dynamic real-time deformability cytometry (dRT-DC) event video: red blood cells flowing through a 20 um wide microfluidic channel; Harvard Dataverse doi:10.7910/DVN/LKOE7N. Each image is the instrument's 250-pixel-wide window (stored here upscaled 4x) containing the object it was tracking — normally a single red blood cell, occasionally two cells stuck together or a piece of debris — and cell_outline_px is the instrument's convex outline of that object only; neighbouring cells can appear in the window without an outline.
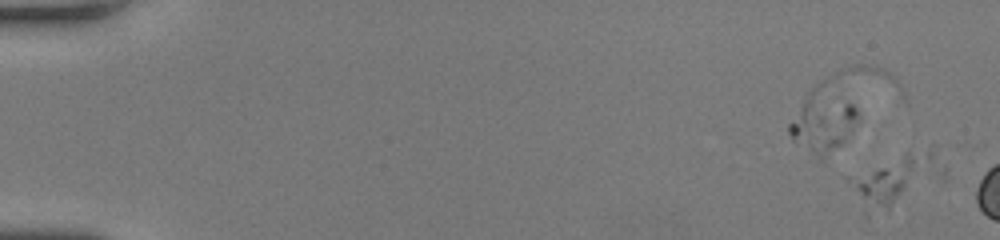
{"species": "human", "species_latin": "Homo sapiens", "temperature_condition": "room temperature", "stored_images_in_passage": 11, "camera_frame_rate_fps": 3000, "um_per_image_px": 0.085, "donor": {"sex": "female"}, "frame": {"image": 1, "passage_image": 1, "time_ms": 0.0, "image_size_px": [1000, 240], "cell_outline_px": [[932, 156], [888, 212], [868, 216], [864, 216], [844, 176], [908, 152], [932, 144]], "centroid_in_image_um": [75.37, 15.36], "position_along_channel_um": 9.6, "area_um2": 22.48}}